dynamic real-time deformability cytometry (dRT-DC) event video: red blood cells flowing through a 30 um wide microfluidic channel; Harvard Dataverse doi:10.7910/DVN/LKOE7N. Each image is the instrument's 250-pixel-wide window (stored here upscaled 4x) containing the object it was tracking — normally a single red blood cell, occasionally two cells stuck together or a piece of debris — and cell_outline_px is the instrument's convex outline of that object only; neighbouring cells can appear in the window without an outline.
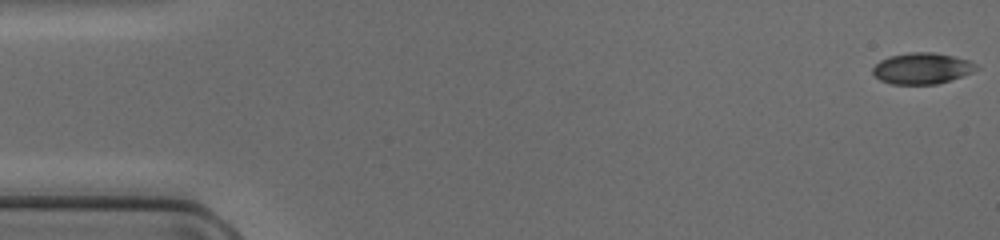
{"species": "common noctule bat (a hibernating species)", "species_latin": "Nyctalus noctula", "temperature_condition": "cold", "stored_images_in_passage": 48, "camera_frame_rate_fps": 3000, "um_per_image_px": 0.085, "animal": {"sex": "female", "body_mass_g": 17.0, "forearm_length_mm": 48.0}, "frame": {"image": 1, "passage_image": 1, "time_ms": 0.0, "image_size_px": [1000, 240], "cell_outline_px": [[980, 68], [972, 72], [936, 84], [892, 84], [880, 80], [872, 72], [872, 68], [880, 60], [888, 56], [908, 52], [932, 52], [952, 56], [968, 60], [976, 64]], "centroid_in_image_um": [78.34, 5.8], "position_along_channel_um": 6.7, "area_um2": 18.67}}
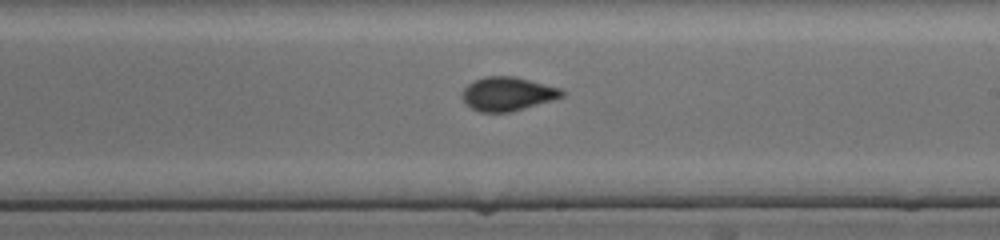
{"frame": {"image": 2, "passage_image": 28, "time_ms": 9.0, "image_size_px": [1000, 240], "cell_outline_px": [[564, 96], [552, 100], [512, 112], [480, 112], [472, 108], [460, 96], [464, 88], [472, 80], [484, 76], [512, 76], [560, 88], [564, 92]], "centroid_in_image_um": [43.11, 7.98], "position_along_channel_um": 245.9, "area_um2": 19.54}}
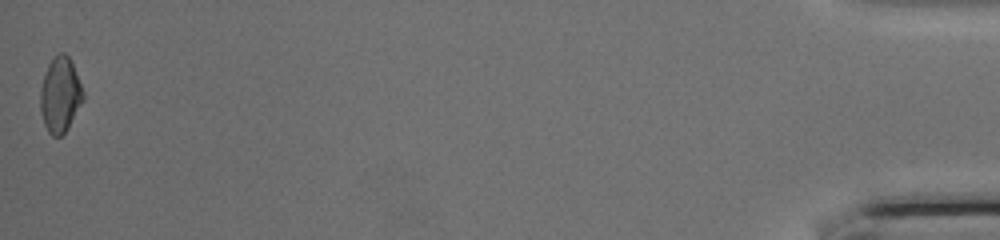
{"frame": {"image": 3, "passage_image": 48, "time_ms": 15.667, "image_size_px": [1000, 240], "cell_outline_px": [[84, 100], [68, 128], [60, 136], [52, 136], [48, 132], [44, 124], [40, 108], [40, 88], [48, 64], [60, 52], [64, 52], [68, 56], [72, 64], [84, 92]], "centroid_in_image_um": [5.11, 8.08], "position_along_channel_um": 430.1, "area_um2": 18.61}}